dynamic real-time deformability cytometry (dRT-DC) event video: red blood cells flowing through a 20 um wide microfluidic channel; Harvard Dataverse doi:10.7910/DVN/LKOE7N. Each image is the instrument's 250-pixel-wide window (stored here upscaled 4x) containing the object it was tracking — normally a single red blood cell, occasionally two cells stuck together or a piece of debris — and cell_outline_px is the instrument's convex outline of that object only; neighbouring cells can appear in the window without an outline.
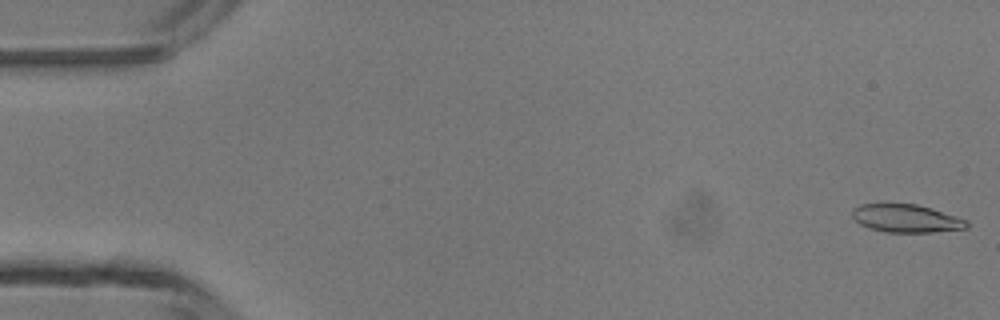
{"species": "common noctule bat (a hibernating species)", "species_latin": "Nyctalus noctula", "temperature_condition": "room temperature", "stored_images_in_passage": 4, "camera_frame_rate_fps": 3000, "um_per_image_px": 0.085, "animal": {"sex": "male", "body_mass_g": 13.3}, "frame": {"image": 1, "passage_image": 1, "time_ms": 0.0, "image_size_px": [1000, 320], "cell_outline_px": [[968, 228], [932, 232], [884, 232], [868, 228], [860, 224], [852, 216], [852, 208], [860, 204], [916, 204], [956, 216], [968, 220]], "centroid_in_image_um": [77.01, 18.57], "position_along_channel_um": 8.0, "area_um2": 18.61}}
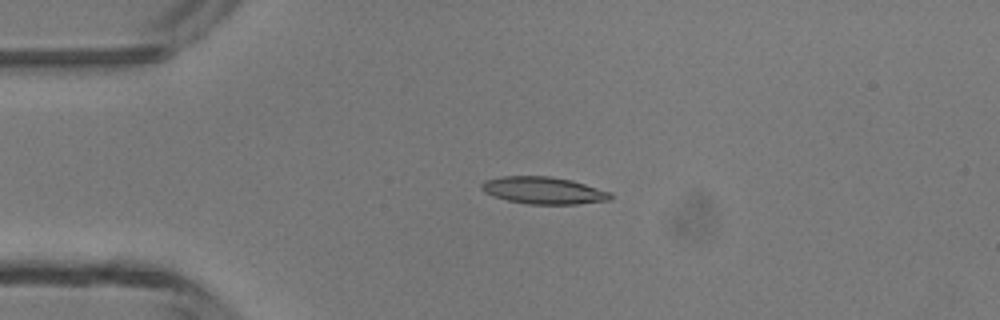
{"frame": {"image": 2, "passage_image": 3, "time_ms": 3.333, "image_size_px": [1000, 320], "cell_outline_px": [[612, 200], [576, 204], [528, 204], [508, 200], [492, 196], [484, 192], [480, 188], [480, 184], [484, 180], [500, 176], [552, 176], [572, 180], [612, 192]], "centroid_in_image_um": [46.19, 16.18], "position_along_channel_um": 38.8, "area_um2": 20.63}}